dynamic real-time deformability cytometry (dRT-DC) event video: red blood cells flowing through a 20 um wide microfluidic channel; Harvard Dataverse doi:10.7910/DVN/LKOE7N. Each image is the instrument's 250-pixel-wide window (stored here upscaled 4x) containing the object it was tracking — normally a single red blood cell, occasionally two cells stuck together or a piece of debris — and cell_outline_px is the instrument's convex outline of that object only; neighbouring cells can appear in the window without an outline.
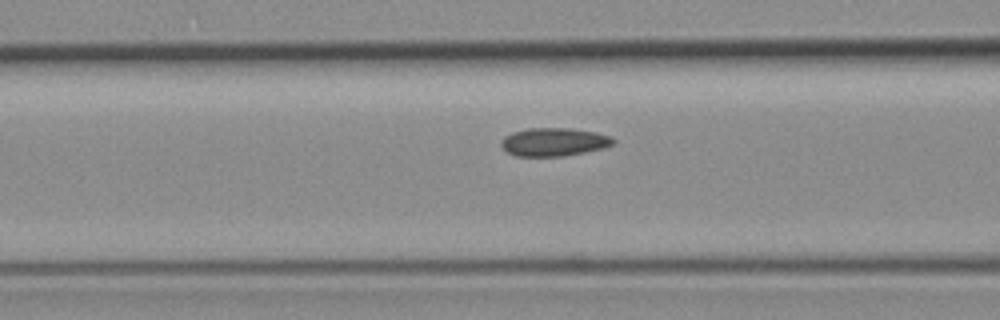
{"species": "common noctule bat (a hibernating species)", "species_latin": "Nyctalus noctula", "temperature_condition": "room temperature", "stored_images_in_passage": 28, "camera_frame_rate_fps": 3000, "um_per_image_px": 0.085, "animal": {"sex": "female", "body_mass_g": 19.3, "forearm_length_mm": 54.1}, "frame": {"image": 1, "passage_image": 17, "time_ms": 5.333, "image_size_px": [1000, 320], "cell_outline_px": [[616, 144], [604, 148], [584, 152], [560, 156], [516, 156], [508, 152], [500, 144], [500, 140], [504, 136], [512, 132], [528, 128], [572, 128], [596, 132], [612, 136], [616, 140]], "centroid_in_image_um": [47.11, 12.05], "position_along_channel_um": 119.5, "area_um2": 18.61}}
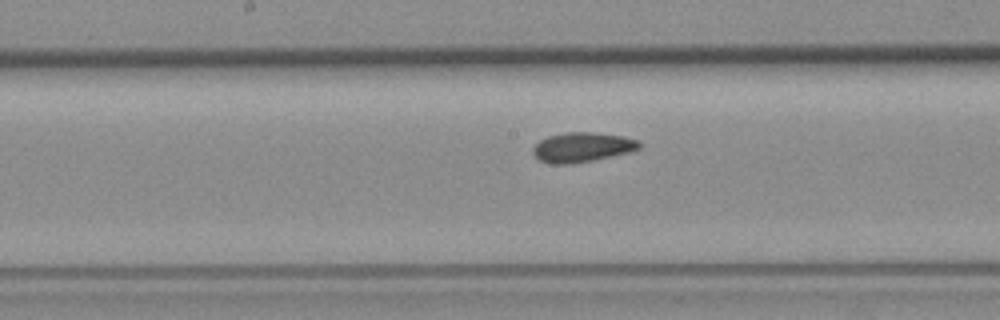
{"frame": {"image": 2, "passage_image": 23, "time_ms": 7.333, "image_size_px": [1000, 320], "cell_outline_px": [[640, 148], [628, 152], [592, 160], [568, 164], [552, 164], [540, 160], [532, 152], [532, 148], [540, 140], [548, 136], [568, 132], [592, 132], [624, 136], [636, 140], [640, 144]], "centroid_in_image_um": [49.45, 12.5], "position_along_channel_um": 198.7, "area_um2": 18.09}}
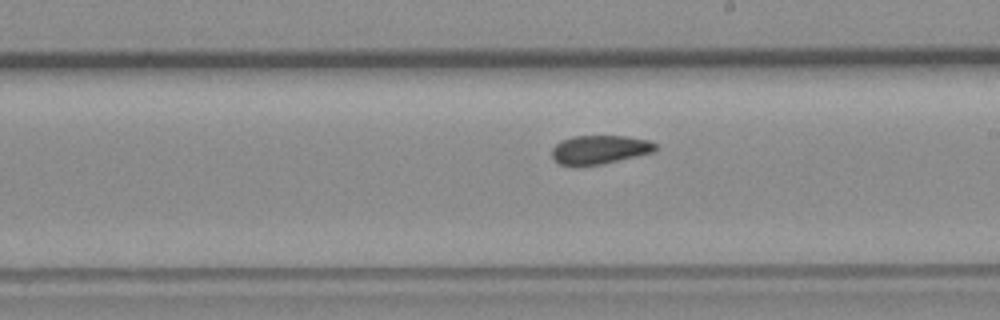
{"frame": {"image": 3, "passage_image": 26, "time_ms": 8.333, "image_size_px": [1000, 320], "cell_outline_px": [[660, 148], [656, 152], [604, 164], [560, 164], [552, 156], [552, 148], [560, 140], [572, 136], [624, 136], [648, 140], [656, 144]], "centroid_in_image_um": [51.04, 12.7], "position_along_channel_um": 238.0, "area_um2": 17.34}}